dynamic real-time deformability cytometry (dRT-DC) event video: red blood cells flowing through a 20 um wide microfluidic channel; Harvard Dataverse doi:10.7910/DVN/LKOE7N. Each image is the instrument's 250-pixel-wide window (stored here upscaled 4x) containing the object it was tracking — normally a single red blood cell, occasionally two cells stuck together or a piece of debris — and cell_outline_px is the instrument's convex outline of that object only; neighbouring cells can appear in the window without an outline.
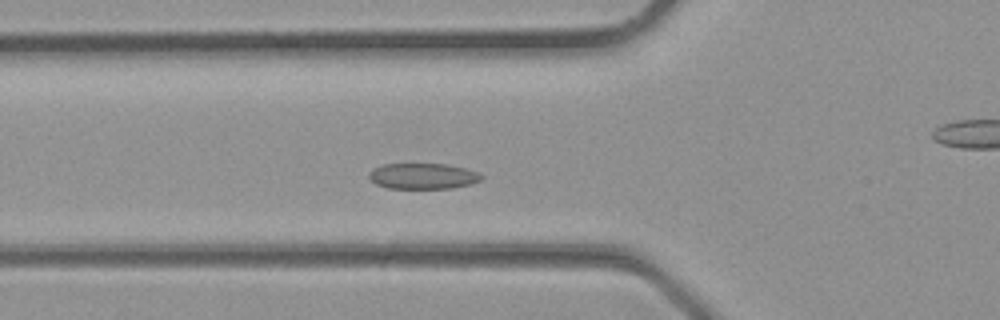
{"species": "common noctule bat (a hibernating species)", "species_latin": "Nyctalus noctula", "temperature_condition": "room temperature", "stored_images_in_passage": 34, "camera_frame_rate_fps": 3000, "um_per_image_px": 0.085, "animal": {"sex": "male", "body_mass_g": 23.1, "forearm_length_mm": 52.7}, "frame": {"image": 1, "passage_image": 10, "time_ms": 3.0, "image_size_px": [1000, 320], "cell_outline_px": [[484, 180], [472, 184], [452, 188], [388, 188], [376, 184], [368, 176], [368, 172], [372, 168], [380, 164], [448, 164], [480, 172], [484, 176]], "centroid_in_image_um": [35.98, 14.96], "position_along_channel_um": 89.8, "area_um2": 17.17}}
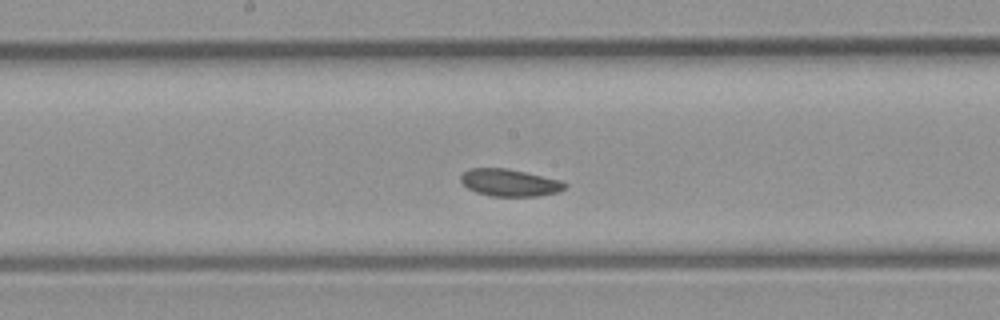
{"frame": {"image": 2, "passage_image": 16, "time_ms": 5.0, "image_size_px": [1000, 320], "cell_outline_px": [[568, 184], [564, 188], [556, 192], [540, 196], [492, 196], [476, 192], [468, 188], [460, 180], [460, 176], [468, 168], [508, 168], [560, 180]], "centroid_in_image_um": [43.3, 15.52], "position_along_channel_um": 204.9, "area_um2": 16.42}}
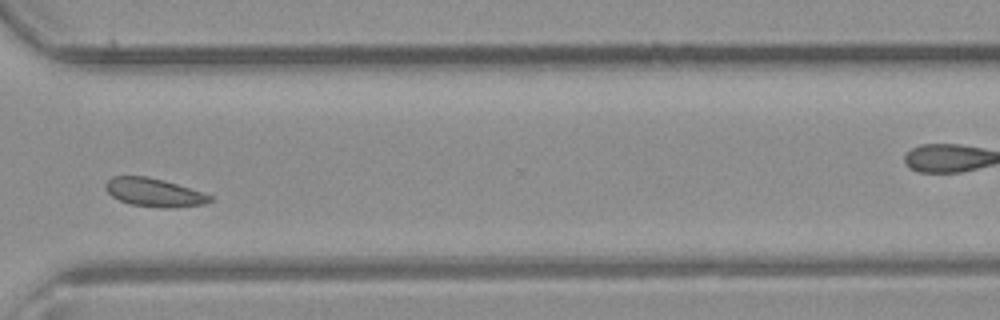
{"frame": {"image": 3, "passage_image": 24, "time_ms": 7.667, "image_size_px": [1000, 320], "cell_outline_px": [[212, 200], [204, 204], [168, 208], [160, 208], [128, 204], [112, 196], [104, 188], [104, 184], [112, 176], [148, 176], [164, 180], [204, 192], [212, 196]], "centroid_in_image_um": [13.09, 16.35], "position_along_channel_um": 357.5, "area_um2": 17.4}}